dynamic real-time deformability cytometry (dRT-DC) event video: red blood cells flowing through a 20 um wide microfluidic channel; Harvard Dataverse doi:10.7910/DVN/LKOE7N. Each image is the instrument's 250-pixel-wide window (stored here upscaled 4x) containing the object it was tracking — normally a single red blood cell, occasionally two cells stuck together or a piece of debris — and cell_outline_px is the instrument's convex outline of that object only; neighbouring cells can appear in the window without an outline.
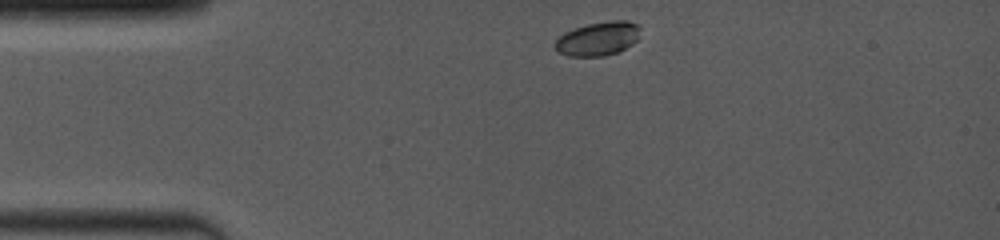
{"species": "common noctule bat (a hibernating species)", "species_latin": "Nyctalus noctula", "temperature_condition": "room temperature", "stored_images_in_passage": 16, "camera_frame_rate_fps": 4000, "um_per_image_px": 0.085, "animal": {"sex": "female", "body_mass_g": 19.0, "forearm_length_mm": 53.3}, "frame": {"image": 1, "passage_image": 1, "time_ms": 0.0, "image_size_px": [1000, 240], "cell_outline_px": [[640, 28], [636, 40], [632, 44], [616, 52], [604, 56], [568, 56], [560, 52], [552, 44], [564, 32], [588, 24], [612, 20], [628, 20], [636, 24]], "centroid_in_image_um": [50.81, 3.28], "position_along_channel_um": 34.2, "area_um2": 16.59}}
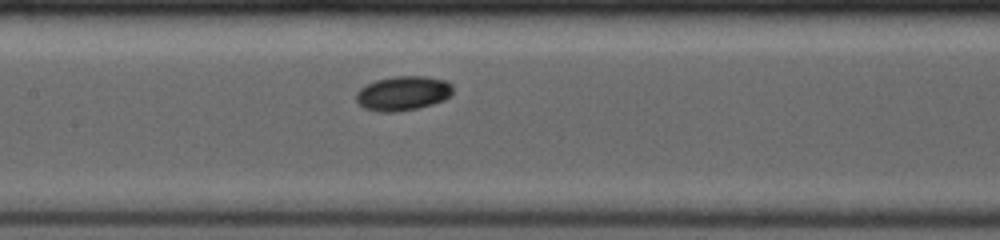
{"frame": {"image": 2, "passage_image": 10, "time_ms": 4.5, "image_size_px": [1000, 240], "cell_outline_px": [[452, 96], [444, 100], [432, 104], [416, 108], [396, 112], [380, 112], [364, 108], [356, 100], [356, 92], [360, 88], [376, 80], [396, 76], [424, 76], [444, 80], [452, 84]], "centroid_in_image_um": [34.26, 7.93], "position_along_channel_um": 173.1, "area_um2": 19.36}}
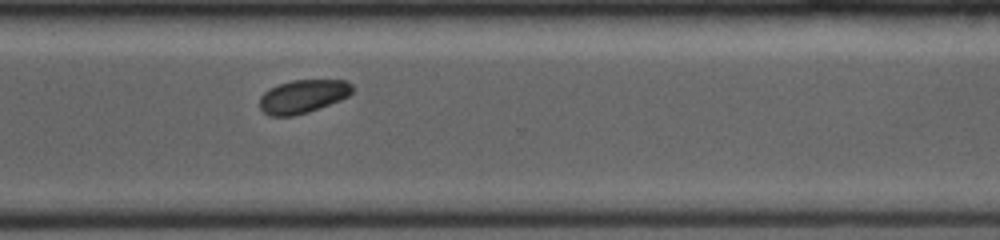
{"frame": {"image": 3, "passage_image": 16, "time_ms": 8.75, "image_size_px": [1000, 240], "cell_outline_px": [[352, 92], [348, 96], [340, 100], [320, 108], [308, 112], [292, 116], [268, 116], [260, 108], [260, 96], [264, 92], [280, 84], [292, 80], [344, 80], [352, 84]], "centroid_in_image_um": [25.75, 8.2], "position_along_channel_um": 344.9, "area_um2": 17.92}}